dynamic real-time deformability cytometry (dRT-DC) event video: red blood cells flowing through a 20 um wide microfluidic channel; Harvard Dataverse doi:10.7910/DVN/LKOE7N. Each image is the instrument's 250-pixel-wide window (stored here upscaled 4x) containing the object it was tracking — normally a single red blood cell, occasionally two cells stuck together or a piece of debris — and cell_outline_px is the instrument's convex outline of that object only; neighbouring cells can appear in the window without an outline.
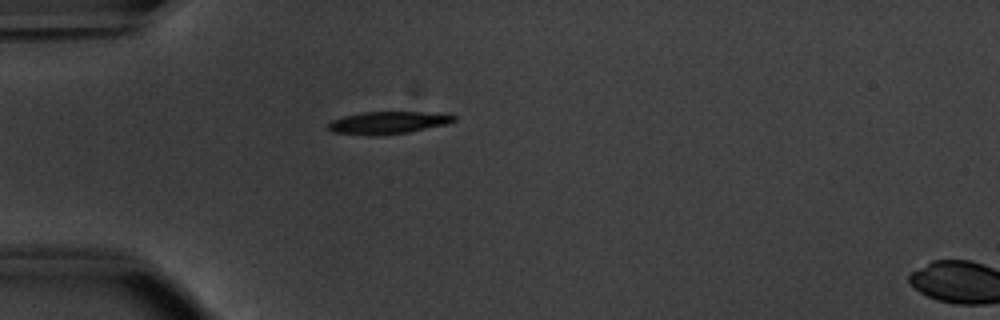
{"species": "common noctule bat (a hibernating species)", "species_latin": "Nyctalus noctula", "temperature_condition": "warm", "stored_images_in_passage": 3, "camera_frame_rate_fps": 3000, "um_per_image_px": 0.085, "animal": {"sex": "male", "body_mass_g": 20.1, "forearm_length_mm": 53.5}, "frame": {"image": 1, "passage_image": 1, "time_ms": 0.0, "image_size_px": [1000, 320], "cell_outline_px": [[456, 120], [448, 124], [408, 132], [372, 136], [368, 136], [332, 132], [328, 128], [328, 124], [332, 120], [344, 116], [364, 112], [444, 112], [456, 116]], "centroid_in_image_um": [33.02, 10.42], "position_along_channel_um": 52.0, "area_um2": 16.59}}